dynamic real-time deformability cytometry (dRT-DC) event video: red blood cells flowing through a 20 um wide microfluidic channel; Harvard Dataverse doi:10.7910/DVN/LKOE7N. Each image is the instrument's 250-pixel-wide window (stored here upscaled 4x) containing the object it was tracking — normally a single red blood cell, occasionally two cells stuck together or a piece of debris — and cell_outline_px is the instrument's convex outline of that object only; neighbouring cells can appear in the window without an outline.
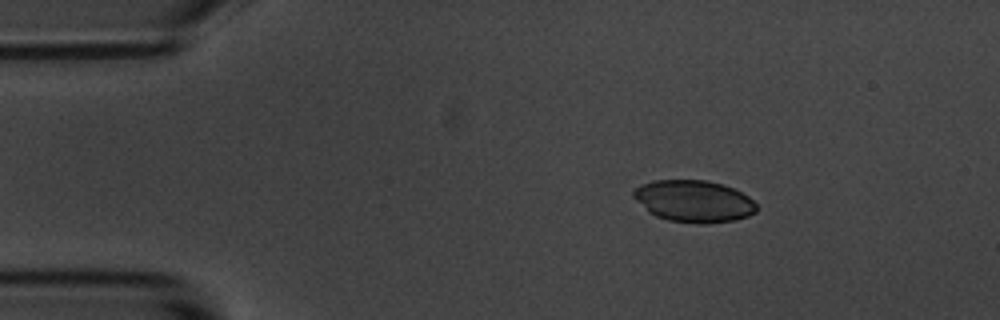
{"species": "common noctule bat (a hibernating species)", "species_latin": "Nyctalus noctula", "temperature_condition": "room temperature", "stored_images_in_passage": 3, "camera_frame_rate_fps": 3000, "um_per_image_px": 0.085, "animal": {"sex": "male", "body_mass_g": 20.1, "forearm_length_mm": 53.5}, "frame": {"image": 1, "passage_image": 1, "time_ms": 0.0, "image_size_px": [1000, 320], "cell_outline_px": [[756, 212], [748, 216], [736, 220], [704, 224], [696, 224], [668, 220], [656, 216], [648, 212], [632, 196], [632, 192], [640, 184], [652, 180], [708, 180], [732, 188], [748, 196], [756, 204]], "centroid_in_image_um": [58.95, 17.11], "position_along_channel_um": 26.1, "area_um2": 30.17}}